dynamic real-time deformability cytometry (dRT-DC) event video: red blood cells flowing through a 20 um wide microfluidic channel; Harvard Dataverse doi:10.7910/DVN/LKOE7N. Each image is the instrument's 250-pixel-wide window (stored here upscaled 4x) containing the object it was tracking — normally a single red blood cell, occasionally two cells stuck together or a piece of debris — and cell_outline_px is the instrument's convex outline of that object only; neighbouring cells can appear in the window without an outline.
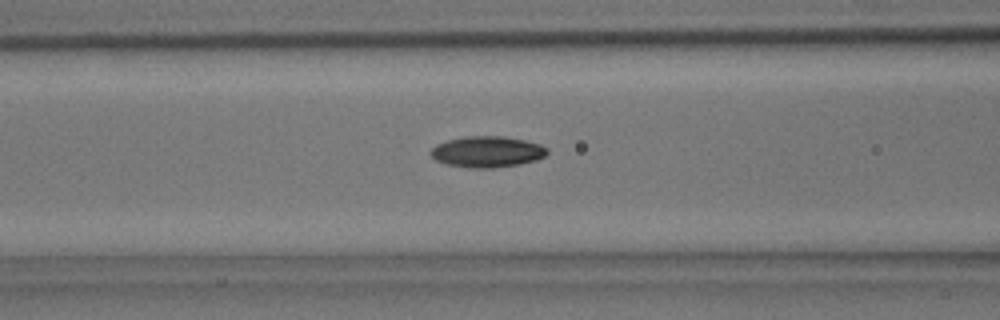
{"species": "common noctule bat (a hibernating species)", "species_latin": "Nyctalus noctula", "temperature_condition": "room temperature", "stored_images_in_passage": 34, "camera_frame_rate_fps": 3000, "um_per_image_px": 0.085, "animal": {"sex": "male", "body_mass_g": 15.6}, "frame": {"image": 1, "passage_image": 15, "time_ms": 4.667, "image_size_px": [1000, 320], "cell_outline_px": [[548, 152], [544, 156], [536, 160], [520, 164], [492, 168], [468, 168], [448, 164], [436, 160], [428, 152], [436, 144], [448, 140], [464, 136], [504, 136], [524, 140], [540, 144], [548, 148]], "centroid_in_image_um": [41.4, 12.9], "position_along_channel_um": 125.2, "area_um2": 21.15}}